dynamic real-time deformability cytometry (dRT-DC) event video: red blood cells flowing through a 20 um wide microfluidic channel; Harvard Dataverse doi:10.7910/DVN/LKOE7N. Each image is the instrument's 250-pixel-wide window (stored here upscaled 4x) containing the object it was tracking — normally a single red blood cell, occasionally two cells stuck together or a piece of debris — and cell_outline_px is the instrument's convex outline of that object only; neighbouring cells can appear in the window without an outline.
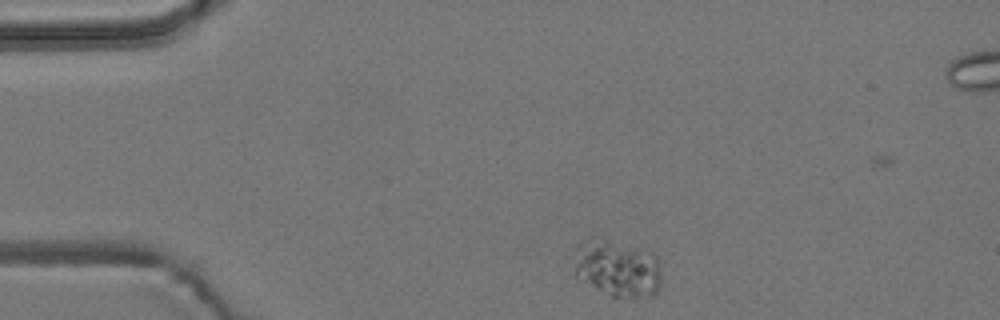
{"species": "common noctule bat (a hibernating species)", "species_latin": "Nyctalus noctula", "temperature_condition": "room temperature", "stored_images_in_passage": 4, "camera_frame_rate_fps": 3000, "um_per_image_px": 0.085, "animal": {"sex": "male", "body_mass_g": 19.2, "forearm_length_mm": 51.8}, "frame": {"image": 1, "passage_image": 1, "time_ms": 0.0, "image_size_px": [1000, 320], "cell_outline_px": [[660, 284], [656, 296], [636, 300], [632, 300], [612, 296], [596, 288], [576, 272], [576, 264], [580, 244], [588, 236], [592, 236], [652, 252], [656, 256], [660, 272]], "centroid_in_image_um": [52.59, 22.85], "position_along_channel_um": 32.4, "area_um2": 28.61}}